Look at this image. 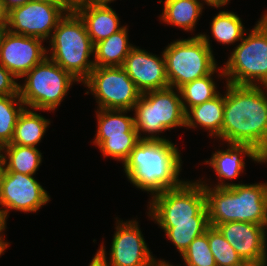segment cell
Returning a JSON list of instances; mask_svg holds the SVG:
<instances>
[{
  "mask_svg": "<svg viewBox=\"0 0 267 266\" xmlns=\"http://www.w3.org/2000/svg\"><path fill=\"white\" fill-rule=\"evenodd\" d=\"M225 84L222 141L250 144L267 161V86Z\"/></svg>",
  "mask_w": 267,
  "mask_h": 266,
  "instance_id": "obj_1",
  "label": "cell"
},
{
  "mask_svg": "<svg viewBox=\"0 0 267 266\" xmlns=\"http://www.w3.org/2000/svg\"><path fill=\"white\" fill-rule=\"evenodd\" d=\"M172 140L141 139L123 163L128 181L150 196L178 187L182 156Z\"/></svg>",
  "mask_w": 267,
  "mask_h": 266,
  "instance_id": "obj_2",
  "label": "cell"
},
{
  "mask_svg": "<svg viewBox=\"0 0 267 266\" xmlns=\"http://www.w3.org/2000/svg\"><path fill=\"white\" fill-rule=\"evenodd\" d=\"M199 180L206 194L210 226L233 221L267 226V182L218 188Z\"/></svg>",
  "mask_w": 267,
  "mask_h": 266,
  "instance_id": "obj_3",
  "label": "cell"
},
{
  "mask_svg": "<svg viewBox=\"0 0 267 266\" xmlns=\"http://www.w3.org/2000/svg\"><path fill=\"white\" fill-rule=\"evenodd\" d=\"M47 42L50 47L47 48V57L82 85L95 66L94 59H91L94 45L81 17L75 11H67Z\"/></svg>",
  "mask_w": 267,
  "mask_h": 266,
  "instance_id": "obj_4",
  "label": "cell"
},
{
  "mask_svg": "<svg viewBox=\"0 0 267 266\" xmlns=\"http://www.w3.org/2000/svg\"><path fill=\"white\" fill-rule=\"evenodd\" d=\"M132 111L140 139L167 141L165 136H159L163 131L185 127V112L180 91L176 88L141 93Z\"/></svg>",
  "mask_w": 267,
  "mask_h": 266,
  "instance_id": "obj_5",
  "label": "cell"
},
{
  "mask_svg": "<svg viewBox=\"0 0 267 266\" xmlns=\"http://www.w3.org/2000/svg\"><path fill=\"white\" fill-rule=\"evenodd\" d=\"M222 68L227 83L267 86V11L248 36L244 34Z\"/></svg>",
  "mask_w": 267,
  "mask_h": 266,
  "instance_id": "obj_6",
  "label": "cell"
},
{
  "mask_svg": "<svg viewBox=\"0 0 267 266\" xmlns=\"http://www.w3.org/2000/svg\"><path fill=\"white\" fill-rule=\"evenodd\" d=\"M210 41L205 32L168 43L163 54L170 87L179 89L185 83L211 74L218 67Z\"/></svg>",
  "mask_w": 267,
  "mask_h": 266,
  "instance_id": "obj_7",
  "label": "cell"
},
{
  "mask_svg": "<svg viewBox=\"0 0 267 266\" xmlns=\"http://www.w3.org/2000/svg\"><path fill=\"white\" fill-rule=\"evenodd\" d=\"M147 210L155 223L209 222L206 194L200 180H184L178 187L154 195Z\"/></svg>",
  "mask_w": 267,
  "mask_h": 266,
  "instance_id": "obj_8",
  "label": "cell"
},
{
  "mask_svg": "<svg viewBox=\"0 0 267 266\" xmlns=\"http://www.w3.org/2000/svg\"><path fill=\"white\" fill-rule=\"evenodd\" d=\"M18 84V93L26 108L37 111H55L73 83H79L70 73L46 57L24 76Z\"/></svg>",
  "mask_w": 267,
  "mask_h": 266,
  "instance_id": "obj_9",
  "label": "cell"
},
{
  "mask_svg": "<svg viewBox=\"0 0 267 266\" xmlns=\"http://www.w3.org/2000/svg\"><path fill=\"white\" fill-rule=\"evenodd\" d=\"M97 130L93 144L102 156L111 157L123 163L141 140L134 127V117L128 116L131 110L95 109Z\"/></svg>",
  "mask_w": 267,
  "mask_h": 266,
  "instance_id": "obj_10",
  "label": "cell"
},
{
  "mask_svg": "<svg viewBox=\"0 0 267 266\" xmlns=\"http://www.w3.org/2000/svg\"><path fill=\"white\" fill-rule=\"evenodd\" d=\"M82 84L88 90L86 95H94L97 109L132 111L141 96L122 66L95 67Z\"/></svg>",
  "mask_w": 267,
  "mask_h": 266,
  "instance_id": "obj_11",
  "label": "cell"
},
{
  "mask_svg": "<svg viewBox=\"0 0 267 266\" xmlns=\"http://www.w3.org/2000/svg\"><path fill=\"white\" fill-rule=\"evenodd\" d=\"M48 202L49 193L34 175L3 170L0 177V212L5 222L10 210L36 213Z\"/></svg>",
  "mask_w": 267,
  "mask_h": 266,
  "instance_id": "obj_12",
  "label": "cell"
},
{
  "mask_svg": "<svg viewBox=\"0 0 267 266\" xmlns=\"http://www.w3.org/2000/svg\"><path fill=\"white\" fill-rule=\"evenodd\" d=\"M115 219L116 230L109 253L103 242L98 248L109 266H151L156 258L145 242L138 220Z\"/></svg>",
  "mask_w": 267,
  "mask_h": 266,
  "instance_id": "obj_13",
  "label": "cell"
},
{
  "mask_svg": "<svg viewBox=\"0 0 267 266\" xmlns=\"http://www.w3.org/2000/svg\"><path fill=\"white\" fill-rule=\"evenodd\" d=\"M66 12L63 4L27 1L7 12L8 31L47 41Z\"/></svg>",
  "mask_w": 267,
  "mask_h": 266,
  "instance_id": "obj_14",
  "label": "cell"
},
{
  "mask_svg": "<svg viewBox=\"0 0 267 266\" xmlns=\"http://www.w3.org/2000/svg\"><path fill=\"white\" fill-rule=\"evenodd\" d=\"M44 40L7 32L0 45V64L17 79L47 57Z\"/></svg>",
  "mask_w": 267,
  "mask_h": 266,
  "instance_id": "obj_15",
  "label": "cell"
},
{
  "mask_svg": "<svg viewBox=\"0 0 267 266\" xmlns=\"http://www.w3.org/2000/svg\"><path fill=\"white\" fill-rule=\"evenodd\" d=\"M161 53L158 56L135 45L125 58L122 68L141 93L170 87L165 57Z\"/></svg>",
  "mask_w": 267,
  "mask_h": 266,
  "instance_id": "obj_16",
  "label": "cell"
},
{
  "mask_svg": "<svg viewBox=\"0 0 267 266\" xmlns=\"http://www.w3.org/2000/svg\"><path fill=\"white\" fill-rule=\"evenodd\" d=\"M226 145L227 148L225 150H216L212 153L211 158L203 162L211 166L218 177V182L213 187L229 188L243 184L231 181L241 176V173H244L245 157L250 158L255 163H267L264 157L250 144L226 143Z\"/></svg>",
  "mask_w": 267,
  "mask_h": 266,
  "instance_id": "obj_17",
  "label": "cell"
},
{
  "mask_svg": "<svg viewBox=\"0 0 267 266\" xmlns=\"http://www.w3.org/2000/svg\"><path fill=\"white\" fill-rule=\"evenodd\" d=\"M216 228L243 261L267 257V226L250 222H226Z\"/></svg>",
  "mask_w": 267,
  "mask_h": 266,
  "instance_id": "obj_18",
  "label": "cell"
},
{
  "mask_svg": "<svg viewBox=\"0 0 267 266\" xmlns=\"http://www.w3.org/2000/svg\"><path fill=\"white\" fill-rule=\"evenodd\" d=\"M83 20L93 45L118 32L121 25L116 11L103 0L83 6L75 11Z\"/></svg>",
  "mask_w": 267,
  "mask_h": 266,
  "instance_id": "obj_19",
  "label": "cell"
},
{
  "mask_svg": "<svg viewBox=\"0 0 267 266\" xmlns=\"http://www.w3.org/2000/svg\"><path fill=\"white\" fill-rule=\"evenodd\" d=\"M224 95L221 92L213 99L191 107L185 113V128H203L210 137L222 140Z\"/></svg>",
  "mask_w": 267,
  "mask_h": 266,
  "instance_id": "obj_20",
  "label": "cell"
},
{
  "mask_svg": "<svg viewBox=\"0 0 267 266\" xmlns=\"http://www.w3.org/2000/svg\"><path fill=\"white\" fill-rule=\"evenodd\" d=\"M159 2L164 3L162 14L158 16L159 20L186 32L195 31L204 9V5L199 0H164V2L160 0Z\"/></svg>",
  "mask_w": 267,
  "mask_h": 266,
  "instance_id": "obj_21",
  "label": "cell"
},
{
  "mask_svg": "<svg viewBox=\"0 0 267 266\" xmlns=\"http://www.w3.org/2000/svg\"><path fill=\"white\" fill-rule=\"evenodd\" d=\"M128 25L94 45V66H122L130 50L135 46L129 42Z\"/></svg>",
  "mask_w": 267,
  "mask_h": 266,
  "instance_id": "obj_22",
  "label": "cell"
},
{
  "mask_svg": "<svg viewBox=\"0 0 267 266\" xmlns=\"http://www.w3.org/2000/svg\"><path fill=\"white\" fill-rule=\"evenodd\" d=\"M36 111V109L26 107L23 109L18 117L13 139L9 144L38 148L51 122Z\"/></svg>",
  "mask_w": 267,
  "mask_h": 266,
  "instance_id": "obj_23",
  "label": "cell"
},
{
  "mask_svg": "<svg viewBox=\"0 0 267 266\" xmlns=\"http://www.w3.org/2000/svg\"><path fill=\"white\" fill-rule=\"evenodd\" d=\"M219 74H218V73ZM218 79L225 80L223 68L217 67L211 74L185 83L179 88L182 106L186 113L191 107L202 104L216 97L220 92L217 90V84L213 78L214 74Z\"/></svg>",
  "mask_w": 267,
  "mask_h": 266,
  "instance_id": "obj_24",
  "label": "cell"
},
{
  "mask_svg": "<svg viewBox=\"0 0 267 266\" xmlns=\"http://www.w3.org/2000/svg\"><path fill=\"white\" fill-rule=\"evenodd\" d=\"M4 152V171H15L35 175L42 163V153L38 148L6 144Z\"/></svg>",
  "mask_w": 267,
  "mask_h": 266,
  "instance_id": "obj_25",
  "label": "cell"
},
{
  "mask_svg": "<svg viewBox=\"0 0 267 266\" xmlns=\"http://www.w3.org/2000/svg\"><path fill=\"white\" fill-rule=\"evenodd\" d=\"M241 19L236 12L229 10H222L215 14L210 23V31L214 40L222 45L240 42L244 34H248L249 31L245 29Z\"/></svg>",
  "mask_w": 267,
  "mask_h": 266,
  "instance_id": "obj_26",
  "label": "cell"
},
{
  "mask_svg": "<svg viewBox=\"0 0 267 266\" xmlns=\"http://www.w3.org/2000/svg\"><path fill=\"white\" fill-rule=\"evenodd\" d=\"M165 233L166 238L181 254L190 243L201 236L210 227L209 222L156 223Z\"/></svg>",
  "mask_w": 267,
  "mask_h": 266,
  "instance_id": "obj_27",
  "label": "cell"
},
{
  "mask_svg": "<svg viewBox=\"0 0 267 266\" xmlns=\"http://www.w3.org/2000/svg\"><path fill=\"white\" fill-rule=\"evenodd\" d=\"M24 108L19 95L0 96V146L11 143L18 117Z\"/></svg>",
  "mask_w": 267,
  "mask_h": 266,
  "instance_id": "obj_28",
  "label": "cell"
},
{
  "mask_svg": "<svg viewBox=\"0 0 267 266\" xmlns=\"http://www.w3.org/2000/svg\"><path fill=\"white\" fill-rule=\"evenodd\" d=\"M208 243L217 266H240L242 258L216 228H208Z\"/></svg>",
  "mask_w": 267,
  "mask_h": 266,
  "instance_id": "obj_29",
  "label": "cell"
},
{
  "mask_svg": "<svg viewBox=\"0 0 267 266\" xmlns=\"http://www.w3.org/2000/svg\"><path fill=\"white\" fill-rule=\"evenodd\" d=\"M185 266H217L208 243V229L181 254Z\"/></svg>",
  "mask_w": 267,
  "mask_h": 266,
  "instance_id": "obj_30",
  "label": "cell"
},
{
  "mask_svg": "<svg viewBox=\"0 0 267 266\" xmlns=\"http://www.w3.org/2000/svg\"><path fill=\"white\" fill-rule=\"evenodd\" d=\"M17 78L0 64V96L19 95Z\"/></svg>",
  "mask_w": 267,
  "mask_h": 266,
  "instance_id": "obj_31",
  "label": "cell"
},
{
  "mask_svg": "<svg viewBox=\"0 0 267 266\" xmlns=\"http://www.w3.org/2000/svg\"><path fill=\"white\" fill-rule=\"evenodd\" d=\"M99 1L101 0H62V3L63 7L67 11H76L83 6L90 5Z\"/></svg>",
  "mask_w": 267,
  "mask_h": 266,
  "instance_id": "obj_32",
  "label": "cell"
},
{
  "mask_svg": "<svg viewBox=\"0 0 267 266\" xmlns=\"http://www.w3.org/2000/svg\"><path fill=\"white\" fill-rule=\"evenodd\" d=\"M6 12L25 4L28 0H1Z\"/></svg>",
  "mask_w": 267,
  "mask_h": 266,
  "instance_id": "obj_33",
  "label": "cell"
},
{
  "mask_svg": "<svg viewBox=\"0 0 267 266\" xmlns=\"http://www.w3.org/2000/svg\"><path fill=\"white\" fill-rule=\"evenodd\" d=\"M88 266H109L107 260L97 250Z\"/></svg>",
  "mask_w": 267,
  "mask_h": 266,
  "instance_id": "obj_34",
  "label": "cell"
},
{
  "mask_svg": "<svg viewBox=\"0 0 267 266\" xmlns=\"http://www.w3.org/2000/svg\"><path fill=\"white\" fill-rule=\"evenodd\" d=\"M200 1V0H199ZM203 5H208L211 6L213 8H222V6H226L228 5V3L230 2V0H201L200 1Z\"/></svg>",
  "mask_w": 267,
  "mask_h": 266,
  "instance_id": "obj_35",
  "label": "cell"
},
{
  "mask_svg": "<svg viewBox=\"0 0 267 266\" xmlns=\"http://www.w3.org/2000/svg\"><path fill=\"white\" fill-rule=\"evenodd\" d=\"M7 223L5 222V220L3 219V216H2V214H1V212H0V245H9L10 243L9 242H7L6 240H5V238L6 237H4L5 235H4V231L6 230V228H7V225H6Z\"/></svg>",
  "mask_w": 267,
  "mask_h": 266,
  "instance_id": "obj_36",
  "label": "cell"
},
{
  "mask_svg": "<svg viewBox=\"0 0 267 266\" xmlns=\"http://www.w3.org/2000/svg\"><path fill=\"white\" fill-rule=\"evenodd\" d=\"M240 266H267V257L259 260L243 261Z\"/></svg>",
  "mask_w": 267,
  "mask_h": 266,
  "instance_id": "obj_37",
  "label": "cell"
},
{
  "mask_svg": "<svg viewBox=\"0 0 267 266\" xmlns=\"http://www.w3.org/2000/svg\"><path fill=\"white\" fill-rule=\"evenodd\" d=\"M0 25H7V12L4 9L1 0H0Z\"/></svg>",
  "mask_w": 267,
  "mask_h": 266,
  "instance_id": "obj_38",
  "label": "cell"
},
{
  "mask_svg": "<svg viewBox=\"0 0 267 266\" xmlns=\"http://www.w3.org/2000/svg\"><path fill=\"white\" fill-rule=\"evenodd\" d=\"M151 266H175L165 259H156ZM179 266V265H177Z\"/></svg>",
  "mask_w": 267,
  "mask_h": 266,
  "instance_id": "obj_39",
  "label": "cell"
},
{
  "mask_svg": "<svg viewBox=\"0 0 267 266\" xmlns=\"http://www.w3.org/2000/svg\"><path fill=\"white\" fill-rule=\"evenodd\" d=\"M7 32H8V25H0V45Z\"/></svg>",
  "mask_w": 267,
  "mask_h": 266,
  "instance_id": "obj_40",
  "label": "cell"
},
{
  "mask_svg": "<svg viewBox=\"0 0 267 266\" xmlns=\"http://www.w3.org/2000/svg\"><path fill=\"white\" fill-rule=\"evenodd\" d=\"M3 170H4V152L2 146H0V177Z\"/></svg>",
  "mask_w": 267,
  "mask_h": 266,
  "instance_id": "obj_41",
  "label": "cell"
},
{
  "mask_svg": "<svg viewBox=\"0 0 267 266\" xmlns=\"http://www.w3.org/2000/svg\"><path fill=\"white\" fill-rule=\"evenodd\" d=\"M28 1L45 2V3H51V4H63L62 0H28Z\"/></svg>",
  "mask_w": 267,
  "mask_h": 266,
  "instance_id": "obj_42",
  "label": "cell"
},
{
  "mask_svg": "<svg viewBox=\"0 0 267 266\" xmlns=\"http://www.w3.org/2000/svg\"><path fill=\"white\" fill-rule=\"evenodd\" d=\"M8 246L10 245H0V256L5 253V250L7 249Z\"/></svg>",
  "mask_w": 267,
  "mask_h": 266,
  "instance_id": "obj_43",
  "label": "cell"
},
{
  "mask_svg": "<svg viewBox=\"0 0 267 266\" xmlns=\"http://www.w3.org/2000/svg\"><path fill=\"white\" fill-rule=\"evenodd\" d=\"M103 1H105L107 3H111V2H114L115 0H103Z\"/></svg>",
  "mask_w": 267,
  "mask_h": 266,
  "instance_id": "obj_44",
  "label": "cell"
}]
</instances>
